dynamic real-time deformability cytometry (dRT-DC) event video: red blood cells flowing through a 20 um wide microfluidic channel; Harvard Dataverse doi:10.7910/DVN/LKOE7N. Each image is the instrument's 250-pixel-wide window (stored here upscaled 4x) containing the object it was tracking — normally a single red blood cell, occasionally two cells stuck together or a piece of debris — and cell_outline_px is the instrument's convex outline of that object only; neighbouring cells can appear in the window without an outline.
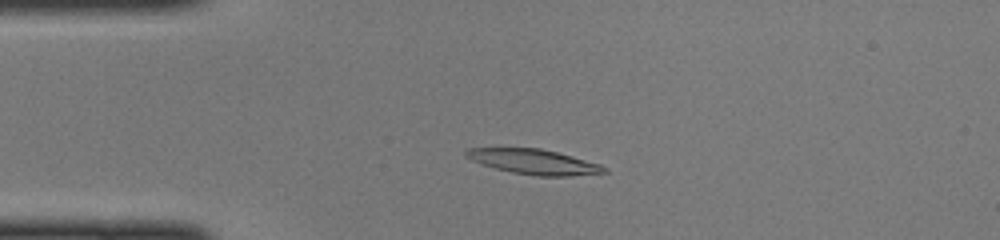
{"species": "common noctule bat (a hibernating species)", "species_latin": "Nyctalus noctula", "temperature_condition": "cold", "stored_images_in_passage": 38, "camera_frame_rate_fps": 3000, "um_per_image_px": 0.085, "animal": {"sex": "female", "body_mass_g": 22.0, "forearm_length_mm": 56.7}, "frame": {"image": 1, "passage_image": 2, "time_ms": 0.333, "image_size_px": [1000, 240], "cell_outline_px": [[608, 172], [568, 176], [536, 176], [512, 172], [496, 168], [472, 160], [464, 156], [464, 152], [468, 148], [540, 148], [572, 156], [600, 164], [608, 168]], "centroid_in_image_um": [45.39, 13.75], "position_along_channel_um": 39.6, "area_um2": 19.94}}
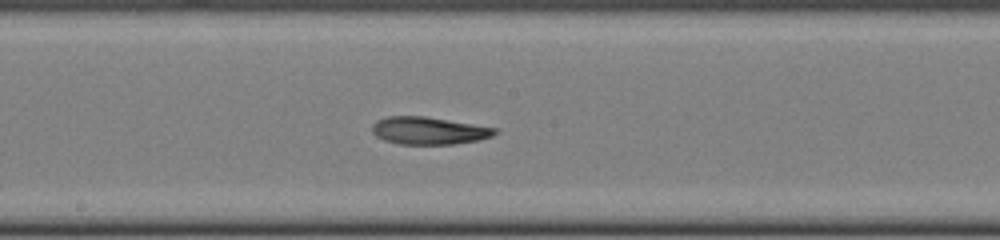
{"frame": {"image": 2, "passage_image": 16, "time_ms": 5.0, "image_size_px": [1000, 240], "cell_outline_px": [[496, 132], [492, 136], [480, 140], [452, 144], [400, 144], [384, 140], [376, 136], [372, 132], [372, 124], [376, 120], [388, 116], [424, 116], [496, 128]], "centroid_in_image_um": [36.4, 11.1], "position_along_channel_um": 211.8, "area_um2": 19.54}}
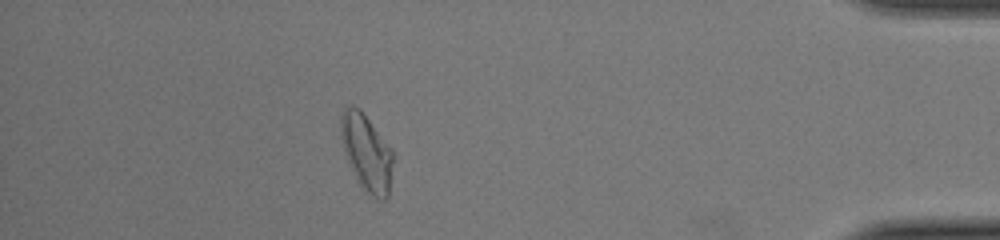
{"frame": {"image": 3, "passage_image": 33, "time_ms": 10.667, "image_size_px": [1000, 240], "cell_outline_px": [[392, 160], [388, 196], [384, 200], [376, 200], [356, 180], [344, 152], [340, 136], [340, 116], [344, 108], [348, 104], [352, 104], [360, 108], [392, 148]], "centroid_in_image_um": [31.13, 12.91], "position_along_channel_um": 404.1, "area_um2": 23.41}}